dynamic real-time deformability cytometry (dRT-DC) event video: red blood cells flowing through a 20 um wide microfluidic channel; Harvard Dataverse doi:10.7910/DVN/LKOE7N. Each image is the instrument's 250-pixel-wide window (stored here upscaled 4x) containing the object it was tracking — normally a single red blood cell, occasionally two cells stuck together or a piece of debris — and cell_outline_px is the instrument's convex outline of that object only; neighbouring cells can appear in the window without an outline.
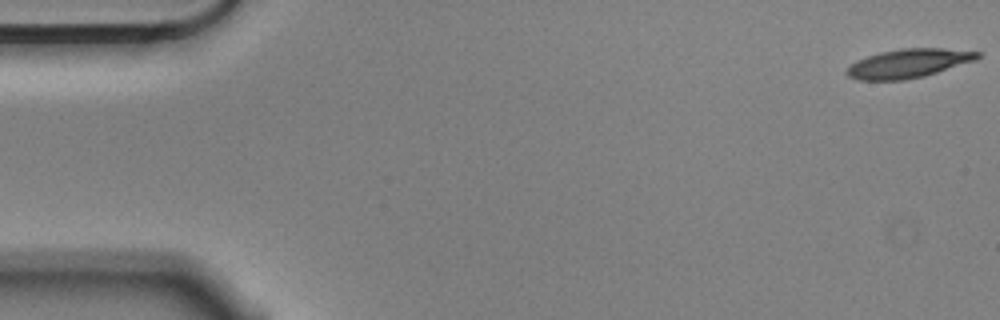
{"species": "Egyptian fruit bat (a non-hibernating species)", "species_latin": "Rousettus aegyptiacus", "temperature_condition": "cold", "stored_images_in_passage": 17, "camera_frame_rate_fps": 3000, "um_per_image_px": 0.085, "animal": {"sex": "male"}, "frame": {"image": 1, "passage_image": 1, "time_ms": 0.0, "image_size_px": [1000, 320], "cell_outline_px": [[980, 56], [976, 60], [924, 76], [904, 80], [860, 80], [848, 76], [844, 72], [856, 60], [880, 52], [900, 48], [940, 48], [980, 52]], "centroid_in_image_um": [77.2, 5.39], "position_along_channel_um": 7.8, "area_um2": 21.85}}
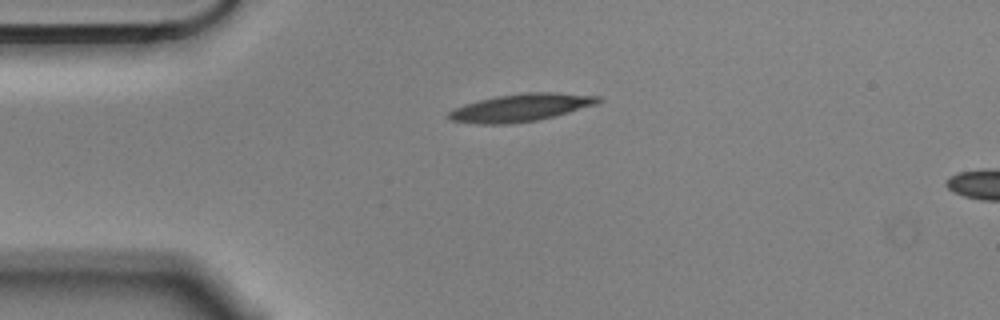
{"frame": {"image": 2, "passage_image": 13, "time_ms": 4.0, "image_size_px": [1000, 320], "cell_outline_px": [[600, 100], [596, 104], [568, 112], [536, 120], [504, 124], [480, 124], [452, 120], [448, 116], [448, 112], [464, 104], [496, 96], [524, 92], [556, 92], [600, 96]], "centroid_in_image_um": [44.27, 9.13], "position_along_channel_um": 40.7, "area_um2": 23.64}}